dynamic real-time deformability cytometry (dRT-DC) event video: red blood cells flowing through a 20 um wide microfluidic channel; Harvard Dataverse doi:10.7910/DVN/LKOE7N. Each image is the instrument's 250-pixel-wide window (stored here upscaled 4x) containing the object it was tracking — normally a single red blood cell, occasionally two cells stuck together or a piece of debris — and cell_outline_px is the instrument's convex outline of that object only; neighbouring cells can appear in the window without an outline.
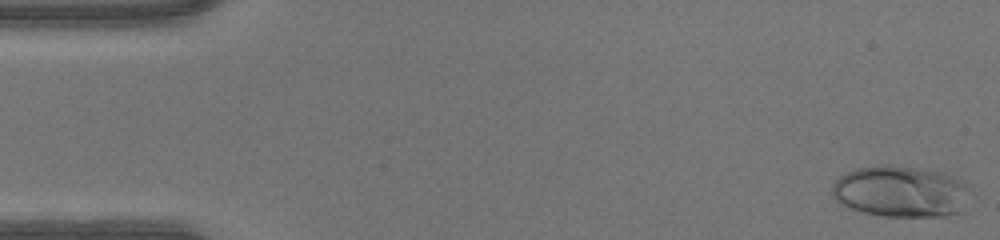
{"species": "human", "species_latin": "Homo sapiens", "temperature_condition": "warm", "stored_images_in_passage": 47, "camera_frame_rate_fps": 3000, "um_per_image_px": 0.085, "donor": {"sex": "male"}, "frame": {"image": 1, "passage_image": 1, "time_ms": 0.0, "image_size_px": [1000, 240], "cell_outline_px": [[968, 188], [956, 212], [944, 216], [884, 216], [864, 212], [848, 208], [840, 204], [832, 196], [832, 184], [840, 176], [856, 168], [876, 164], [888, 164], [944, 172], [964, 184]], "centroid_in_image_um": [76.41, 16.25], "position_along_channel_um": 8.6, "area_um2": 40.63}}
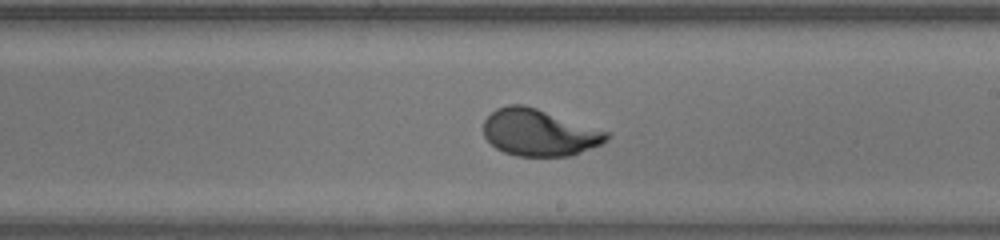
{"frame": {"image": 2, "passage_image": 27, "time_ms": 8.667, "image_size_px": [1000, 240], "cell_outline_px": [[612, 136], [600, 144], [572, 156], [516, 156], [504, 152], [496, 148], [484, 136], [484, 120], [496, 108], [508, 104], [524, 104], [612, 132]], "centroid_in_image_um": [45.86, 11.26], "position_along_channel_um": 243.1, "area_um2": 33.81}}
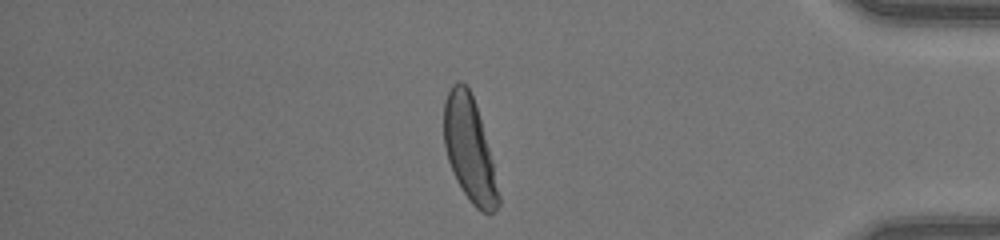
{"frame": {"image": 3, "passage_image": 40, "time_ms": 13.0, "image_size_px": [1000, 240], "cell_outline_px": [[500, 204], [488, 216], [480, 212], [472, 204], [456, 180], [448, 160], [444, 144], [444, 104], [448, 92], [452, 84], [460, 80], [468, 88], [472, 96], [480, 120], [492, 160], [500, 196]], "centroid_in_image_um": [39.9, 12.75], "position_along_channel_um": 395.3, "area_um2": 32.71}}